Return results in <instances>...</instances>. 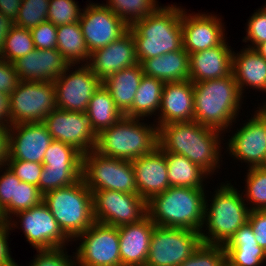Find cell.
<instances>
[{
  "mask_svg": "<svg viewBox=\"0 0 266 266\" xmlns=\"http://www.w3.org/2000/svg\"><path fill=\"white\" fill-rule=\"evenodd\" d=\"M56 49L70 65H78L83 62H85L83 64H88L90 60V52L79 22L57 26Z\"/></svg>",
  "mask_w": 266,
  "mask_h": 266,
  "instance_id": "31",
  "label": "cell"
},
{
  "mask_svg": "<svg viewBox=\"0 0 266 266\" xmlns=\"http://www.w3.org/2000/svg\"><path fill=\"white\" fill-rule=\"evenodd\" d=\"M43 202L71 241L95 222L92 192L82 178L73 185L46 193Z\"/></svg>",
  "mask_w": 266,
  "mask_h": 266,
  "instance_id": "7",
  "label": "cell"
},
{
  "mask_svg": "<svg viewBox=\"0 0 266 266\" xmlns=\"http://www.w3.org/2000/svg\"><path fill=\"white\" fill-rule=\"evenodd\" d=\"M86 113L91 119L96 136L124 117L116 107L110 92L102 84L91 97Z\"/></svg>",
  "mask_w": 266,
  "mask_h": 266,
  "instance_id": "33",
  "label": "cell"
},
{
  "mask_svg": "<svg viewBox=\"0 0 266 266\" xmlns=\"http://www.w3.org/2000/svg\"><path fill=\"white\" fill-rule=\"evenodd\" d=\"M143 75L141 64H136L117 71L102 81V85L110 92L116 107L123 114L132 107Z\"/></svg>",
  "mask_w": 266,
  "mask_h": 266,
  "instance_id": "29",
  "label": "cell"
},
{
  "mask_svg": "<svg viewBox=\"0 0 266 266\" xmlns=\"http://www.w3.org/2000/svg\"><path fill=\"white\" fill-rule=\"evenodd\" d=\"M22 0H0V13L15 21Z\"/></svg>",
  "mask_w": 266,
  "mask_h": 266,
  "instance_id": "53",
  "label": "cell"
},
{
  "mask_svg": "<svg viewBox=\"0 0 266 266\" xmlns=\"http://www.w3.org/2000/svg\"><path fill=\"white\" fill-rule=\"evenodd\" d=\"M226 41L216 47L189 55V80L197 83L232 74L233 51Z\"/></svg>",
  "mask_w": 266,
  "mask_h": 266,
  "instance_id": "24",
  "label": "cell"
},
{
  "mask_svg": "<svg viewBox=\"0 0 266 266\" xmlns=\"http://www.w3.org/2000/svg\"><path fill=\"white\" fill-rule=\"evenodd\" d=\"M151 125L140 122V118L124 116L97 135L95 151L129 161L146 155L158 146V128Z\"/></svg>",
  "mask_w": 266,
  "mask_h": 266,
  "instance_id": "6",
  "label": "cell"
},
{
  "mask_svg": "<svg viewBox=\"0 0 266 266\" xmlns=\"http://www.w3.org/2000/svg\"><path fill=\"white\" fill-rule=\"evenodd\" d=\"M217 15L197 13L187 14L182 8L183 49L192 53L221 45L225 40V27Z\"/></svg>",
  "mask_w": 266,
  "mask_h": 266,
  "instance_id": "18",
  "label": "cell"
},
{
  "mask_svg": "<svg viewBox=\"0 0 266 266\" xmlns=\"http://www.w3.org/2000/svg\"><path fill=\"white\" fill-rule=\"evenodd\" d=\"M34 46L37 49H56L57 26L46 20L30 30Z\"/></svg>",
  "mask_w": 266,
  "mask_h": 266,
  "instance_id": "47",
  "label": "cell"
},
{
  "mask_svg": "<svg viewBox=\"0 0 266 266\" xmlns=\"http://www.w3.org/2000/svg\"><path fill=\"white\" fill-rule=\"evenodd\" d=\"M145 76L166 82L189 79V54L183 49L145 59L141 63Z\"/></svg>",
  "mask_w": 266,
  "mask_h": 266,
  "instance_id": "28",
  "label": "cell"
},
{
  "mask_svg": "<svg viewBox=\"0 0 266 266\" xmlns=\"http://www.w3.org/2000/svg\"><path fill=\"white\" fill-rule=\"evenodd\" d=\"M222 133L194 120L172 122L158 129V146L164 152L183 155L212 175L220 168Z\"/></svg>",
  "mask_w": 266,
  "mask_h": 266,
  "instance_id": "1",
  "label": "cell"
},
{
  "mask_svg": "<svg viewBox=\"0 0 266 266\" xmlns=\"http://www.w3.org/2000/svg\"><path fill=\"white\" fill-rule=\"evenodd\" d=\"M157 128L172 122L194 120V88L191 80L166 82L162 89Z\"/></svg>",
  "mask_w": 266,
  "mask_h": 266,
  "instance_id": "23",
  "label": "cell"
},
{
  "mask_svg": "<svg viewBox=\"0 0 266 266\" xmlns=\"http://www.w3.org/2000/svg\"><path fill=\"white\" fill-rule=\"evenodd\" d=\"M50 0H22L15 26L31 30L47 20Z\"/></svg>",
  "mask_w": 266,
  "mask_h": 266,
  "instance_id": "40",
  "label": "cell"
},
{
  "mask_svg": "<svg viewBox=\"0 0 266 266\" xmlns=\"http://www.w3.org/2000/svg\"><path fill=\"white\" fill-rule=\"evenodd\" d=\"M76 238L78 266H121L118 227L94 222Z\"/></svg>",
  "mask_w": 266,
  "mask_h": 266,
  "instance_id": "11",
  "label": "cell"
},
{
  "mask_svg": "<svg viewBox=\"0 0 266 266\" xmlns=\"http://www.w3.org/2000/svg\"><path fill=\"white\" fill-rule=\"evenodd\" d=\"M52 141L53 138L43 122L12 125L9 127L8 160L42 164L46 150Z\"/></svg>",
  "mask_w": 266,
  "mask_h": 266,
  "instance_id": "19",
  "label": "cell"
},
{
  "mask_svg": "<svg viewBox=\"0 0 266 266\" xmlns=\"http://www.w3.org/2000/svg\"><path fill=\"white\" fill-rule=\"evenodd\" d=\"M246 37L243 42H250L248 48L255 49L258 45L266 41V9L259 8L252 14L247 23Z\"/></svg>",
  "mask_w": 266,
  "mask_h": 266,
  "instance_id": "44",
  "label": "cell"
},
{
  "mask_svg": "<svg viewBox=\"0 0 266 266\" xmlns=\"http://www.w3.org/2000/svg\"><path fill=\"white\" fill-rule=\"evenodd\" d=\"M56 108L54 81L20 80L16 89L10 94L12 125L43 122L50 112Z\"/></svg>",
  "mask_w": 266,
  "mask_h": 266,
  "instance_id": "10",
  "label": "cell"
},
{
  "mask_svg": "<svg viewBox=\"0 0 266 266\" xmlns=\"http://www.w3.org/2000/svg\"><path fill=\"white\" fill-rule=\"evenodd\" d=\"M11 228L8 223L0 219V266H19L11 257L8 237Z\"/></svg>",
  "mask_w": 266,
  "mask_h": 266,
  "instance_id": "50",
  "label": "cell"
},
{
  "mask_svg": "<svg viewBox=\"0 0 266 266\" xmlns=\"http://www.w3.org/2000/svg\"><path fill=\"white\" fill-rule=\"evenodd\" d=\"M20 218L26 241L36 250L65 247L71 241L61 230L48 206L42 201L35 207L13 215Z\"/></svg>",
  "mask_w": 266,
  "mask_h": 266,
  "instance_id": "16",
  "label": "cell"
},
{
  "mask_svg": "<svg viewBox=\"0 0 266 266\" xmlns=\"http://www.w3.org/2000/svg\"><path fill=\"white\" fill-rule=\"evenodd\" d=\"M255 50L266 60V41L258 45Z\"/></svg>",
  "mask_w": 266,
  "mask_h": 266,
  "instance_id": "55",
  "label": "cell"
},
{
  "mask_svg": "<svg viewBox=\"0 0 266 266\" xmlns=\"http://www.w3.org/2000/svg\"><path fill=\"white\" fill-rule=\"evenodd\" d=\"M168 180L173 187L204 188L208 173L180 154L165 152Z\"/></svg>",
  "mask_w": 266,
  "mask_h": 266,
  "instance_id": "30",
  "label": "cell"
},
{
  "mask_svg": "<svg viewBox=\"0 0 266 266\" xmlns=\"http://www.w3.org/2000/svg\"><path fill=\"white\" fill-rule=\"evenodd\" d=\"M19 81L13 63L0 58V93L10 95L16 89Z\"/></svg>",
  "mask_w": 266,
  "mask_h": 266,
  "instance_id": "48",
  "label": "cell"
},
{
  "mask_svg": "<svg viewBox=\"0 0 266 266\" xmlns=\"http://www.w3.org/2000/svg\"><path fill=\"white\" fill-rule=\"evenodd\" d=\"M194 121L226 131L238 117L241 95L233 73L230 76L193 83Z\"/></svg>",
  "mask_w": 266,
  "mask_h": 266,
  "instance_id": "3",
  "label": "cell"
},
{
  "mask_svg": "<svg viewBox=\"0 0 266 266\" xmlns=\"http://www.w3.org/2000/svg\"><path fill=\"white\" fill-rule=\"evenodd\" d=\"M140 64L136 54L135 41L128 30L119 39L108 46L94 50L90 53L88 66L101 80L124 68Z\"/></svg>",
  "mask_w": 266,
  "mask_h": 266,
  "instance_id": "20",
  "label": "cell"
},
{
  "mask_svg": "<svg viewBox=\"0 0 266 266\" xmlns=\"http://www.w3.org/2000/svg\"><path fill=\"white\" fill-rule=\"evenodd\" d=\"M131 162L137 194L146 202L170 187L165 152L159 146Z\"/></svg>",
  "mask_w": 266,
  "mask_h": 266,
  "instance_id": "21",
  "label": "cell"
},
{
  "mask_svg": "<svg viewBox=\"0 0 266 266\" xmlns=\"http://www.w3.org/2000/svg\"><path fill=\"white\" fill-rule=\"evenodd\" d=\"M155 226L146 216L138 223L118 227L121 266H145Z\"/></svg>",
  "mask_w": 266,
  "mask_h": 266,
  "instance_id": "25",
  "label": "cell"
},
{
  "mask_svg": "<svg viewBox=\"0 0 266 266\" xmlns=\"http://www.w3.org/2000/svg\"><path fill=\"white\" fill-rule=\"evenodd\" d=\"M79 24L90 53L119 39L129 28L110 8L98 3L82 9Z\"/></svg>",
  "mask_w": 266,
  "mask_h": 266,
  "instance_id": "15",
  "label": "cell"
},
{
  "mask_svg": "<svg viewBox=\"0 0 266 266\" xmlns=\"http://www.w3.org/2000/svg\"><path fill=\"white\" fill-rule=\"evenodd\" d=\"M248 222L255 234V240L266 250V209L250 211Z\"/></svg>",
  "mask_w": 266,
  "mask_h": 266,
  "instance_id": "49",
  "label": "cell"
},
{
  "mask_svg": "<svg viewBox=\"0 0 266 266\" xmlns=\"http://www.w3.org/2000/svg\"><path fill=\"white\" fill-rule=\"evenodd\" d=\"M247 171L244 200L252 205L250 211L266 209V166L250 167Z\"/></svg>",
  "mask_w": 266,
  "mask_h": 266,
  "instance_id": "36",
  "label": "cell"
},
{
  "mask_svg": "<svg viewBox=\"0 0 266 266\" xmlns=\"http://www.w3.org/2000/svg\"><path fill=\"white\" fill-rule=\"evenodd\" d=\"M82 176V169H57L43 166L39 179V191L46 193L73 185Z\"/></svg>",
  "mask_w": 266,
  "mask_h": 266,
  "instance_id": "39",
  "label": "cell"
},
{
  "mask_svg": "<svg viewBox=\"0 0 266 266\" xmlns=\"http://www.w3.org/2000/svg\"><path fill=\"white\" fill-rule=\"evenodd\" d=\"M83 154L74 146L53 140L43 158V166L57 169H82Z\"/></svg>",
  "mask_w": 266,
  "mask_h": 266,
  "instance_id": "34",
  "label": "cell"
},
{
  "mask_svg": "<svg viewBox=\"0 0 266 266\" xmlns=\"http://www.w3.org/2000/svg\"><path fill=\"white\" fill-rule=\"evenodd\" d=\"M253 117L237 128L227 139V150L231 157L247 163L250 167L266 166V132L264 128V106L260 105ZM239 129V130H238Z\"/></svg>",
  "mask_w": 266,
  "mask_h": 266,
  "instance_id": "17",
  "label": "cell"
},
{
  "mask_svg": "<svg viewBox=\"0 0 266 266\" xmlns=\"http://www.w3.org/2000/svg\"><path fill=\"white\" fill-rule=\"evenodd\" d=\"M81 178L91 192L114 190L137 194L132 162L103 156L95 150L83 154Z\"/></svg>",
  "mask_w": 266,
  "mask_h": 266,
  "instance_id": "8",
  "label": "cell"
},
{
  "mask_svg": "<svg viewBox=\"0 0 266 266\" xmlns=\"http://www.w3.org/2000/svg\"><path fill=\"white\" fill-rule=\"evenodd\" d=\"M264 128L266 132V108L264 107Z\"/></svg>",
  "mask_w": 266,
  "mask_h": 266,
  "instance_id": "56",
  "label": "cell"
},
{
  "mask_svg": "<svg viewBox=\"0 0 266 266\" xmlns=\"http://www.w3.org/2000/svg\"><path fill=\"white\" fill-rule=\"evenodd\" d=\"M226 252L221 245L202 243L198 249L179 266H221Z\"/></svg>",
  "mask_w": 266,
  "mask_h": 266,
  "instance_id": "42",
  "label": "cell"
},
{
  "mask_svg": "<svg viewBox=\"0 0 266 266\" xmlns=\"http://www.w3.org/2000/svg\"><path fill=\"white\" fill-rule=\"evenodd\" d=\"M221 266H230L227 261H225Z\"/></svg>",
  "mask_w": 266,
  "mask_h": 266,
  "instance_id": "57",
  "label": "cell"
},
{
  "mask_svg": "<svg viewBox=\"0 0 266 266\" xmlns=\"http://www.w3.org/2000/svg\"><path fill=\"white\" fill-rule=\"evenodd\" d=\"M232 68L242 96L248 86L266 93V60L255 49L247 47L239 53L233 51Z\"/></svg>",
  "mask_w": 266,
  "mask_h": 266,
  "instance_id": "27",
  "label": "cell"
},
{
  "mask_svg": "<svg viewBox=\"0 0 266 266\" xmlns=\"http://www.w3.org/2000/svg\"><path fill=\"white\" fill-rule=\"evenodd\" d=\"M92 204L94 221L115 227L138 223L147 216V202L138 194L96 190Z\"/></svg>",
  "mask_w": 266,
  "mask_h": 266,
  "instance_id": "12",
  "label": "cell"
},
{
  "mask_svg": "<svg viewBox=\"0 0 266 266\" xmlns=\"http://www.w3.org/2000/svg\"><path fill=\"white\" fill-rule=\"evenodd\" d=\"M53 140L74 146L82 154L95 150L97 136L86 112L65 111L56 108L44 119Z\"/></svg>",
  "mask_w": 266,
  "mask_h": 266,
  "instance_id": "14",
  "label": "cell"
},
{
  "mask_svg": "<svg viewBox=\"0 0 266 266\" xmlns=\"http://www.w3.org/2000/svg\"><path fill=\"white\" fill-rule=\"evenodd\" d=\"M72 66H75L74 71L71 68ZM54 84L56 90V106L58 109L86 112L91 97L101 86L102 81L93 73L87 64H82L78 68L76 65H70L54 81Z\"/></svg>",
  "mask_w": 266,
  "mask_h": 266,
  "instance_id": "13",
  "label": "cell"
},
{
  "mask_svg": "<svg viewBox=\"0 0 266 266\" xmlns=\"http://www.w3.org/2000/svg\"><path fill=\"white\" fill-rule=\"evenodd\" d=\"M0 126L11 127L10 95L0 93Z\"/></svg>",
  "mask_w": 266,
  "mask_h": 266,
  "instance_id": "51",
  "label": "cell"
},
{
  "mask_svg": "<svg viewBox=\"0 0 266 266\" xmlns=\"http://www.w3.org/2000/svg\"><path fill=\"white\" fill-rule=\"evenodd\" d=\"M105 5L128 26L155 13L161 7L156 0H107Z\"/></svg>",
  "mask_w": 266,
  "mask_h": 266,
  "instance_id": "35",
  "label": "cell"
},
{
  "mask_svg": "<svg viewBox=\"0 0 266 266\" xmlns=\"http://www.w3.org/2000/svg\"><path fill=\"white\" fill-rule=\"evenodd\" d=\"M164 82L143 75L132 107L124 114L129 118H142L159 113ZM158 111V112H157ZM155 113V114H154Z\"/></svg>",
  "mask_w": 266,
  "mask_h": 266,
  "instance_id": "32",
  "label": "cell"
},
{
  "mask_svg": "<svg viewBox=\"0 0 266 266\" xmlns=\"http://www.w3.org/2000/svg\"><path fill=\"white\" fill-rule=\"evenodd\" d=\"M1 169L5 171L0 175V219L6 221L11 229L18 228L19 223L15 219L12 220V215H15L16 182L21 181L8 167L0 168V172Z\"/></svg>",
  "mask_w": 266,
  "mask_h": 266,
  "instance_id": "37",
  "label": "cell"
},
{
  "mask_svg": "<svg viewBox=\"0 0 266 266\" xmlns=\"http://www.w3.org/2000/svg\"><path fill=\"white\" fill-rule=\"evenodd\" d=\"M204 190L170 186L147 202V216L156 226L204 231Z\"/></svg>",
  "mask_w": 266,
  "mask_h": 266,
  "instance_id": "4",
  "label": "cell"
},
{
  "mask_svg": "<svg viewBox=\"0 0 266 266\" xmlns=\"http://www.w3.org/2000/svg\"><path fill=\"white\" fill-rule=\"evenodd\" d=\"M200 232L155 226L145 266H179L202 244Z\"/></svg>",
  "mask_w": 266,
  "mask_h": 266,
  "instance_id": "9",
  "label": "cell"
},
{
  "mask_svg": "<svg viewBox=\"0 0 266 266\" xmlns=\"http://www.w3.org/2000/svg\"><path fill=\"white\" fill-rule=\"evenodd\" d=\"M230 266H261L266 250L259 246L250 223L243 224L223 246ZM265 261V262H264Z\"/></svg>",
  "mask_w": 266,
  "mask_h": 266,
  "instance_id": "26",
  "label": "cell"
},
{
  "mask_svg": "<svg viewBox=\"0 0 266 266\" xmlns=\"http://www.w3.org/2000/svg\"><path fill=\"white\" fill-rule=\"evenodd\" d=\"M43 201V195L37 186L26 182H16L15 214L37 206Z\"/></svg>",
  "mask_w": 266,
  "mask_h": 266,
  "instance_id": "45",
  "label": "cell"
},
{
  "mask_svg": "<svg viewBox=\"0 0 266 266\" xmlns=\"http://www.w3.org/2000/svg\"><path fill=\"white\" fill-rule=\"evenodd\" d=\"M216 189L212 201L205 198L203 228L208 231H201L200 235L204 244L224 246L248 221L250 209L245 204L244 192L239 194L231 183H221Z\"/></svg>",
  "mask_w": 266,
  "mask_h": 266,
  "instance_id": "5",
  "label": "cell"
},
{
  "mask_svg": "<svg viewBox=\"0 0 266 266\" xmlns=\"http://www.w3.org/2000/svg\"><path fill=\"white\" fill-rule=\"evenodd\" d=\"M37 253L38 254L34 257L32 263L29 266H77L78 265L76 256L68 255L64 247L53 248V249H41L37 250Z\"/></svg>",
  "mask_w": 266,
  "mask_h": 266,
  "instance_id": "43",
  "label": "cell"
},
{
  "mask_svg": "<svg viewBox=\"0 0 266 266\" xmlns=\"http://www.w3.org/2000/svg\"><path fill=\"white\" fill-rule=\"evenodd\" d=\"M19 80L55 81L70 66L57 49H37L13 62Z\"/></svg>",
  "mask_w": 266,
  "mask_h": 266,
  "instance_id": "22",
  "label": "cell"
},
{
  "mask_svg": "<svg viewBox=\"0 0 266 266\" xmlns=\"http://www.w3.org/2000/svg\"><path fill=\"white\" fill-rule=\"evenodd\" d=\"M34 49L30 30L14 26L6 37L2 59L13 63Z\"/></svg>",
  "mask_w": 266,
  "mask_h": 266,
  "instance_id": "38",
  "label": "cell"
},
{
  "mask_svg": "<svg viewBox=\"0 0 266 266\" xmlns=\"http://www.w3.org/2000/svg\"><path fill=\"white\" fill-rule=\"evenodd\" d=\"M6 166L20 181L39 188V179L43 170V164L23 160H8Z\"/></svg>",
  "mask_w": 266,
  "mask_h": 266,
  "instance_id": "46",
  "label": "cell"
},
{
  "mask_svg": "<svg viewBox=\"0 0 266 266\" xmlns=\"http://www.w3.org/2000/svg\"><path fill=\"white\" fill-rule=\"evenodd\" d=\"M181 18V6L167 5L129 26L140 64L183 47Z\"/></svg>",
  "mask_w": 266,
  "mask_h": 266,
  "instance_id": "2",
  "label": "cell"
},
{
  "mask_svg": "<svg viewBox=\"0 0 266 266\" xmlns=\"http://www.w3.org/2000/svg\"><path fill=\"white\" fill-rule=\"evenodd\" d=\"M14 26L15 23L12 19L0 13V58L3 56V48L6 37Z\"/></svg>",
  "mask_w": 266,
  "mask_h": 266,
  "instance_id": "54",
  "label": "cell"
},
{
  "mask_svg": "<svg viewBox=\"0 0 266 266\" xmlns=\"http://www.w3.org/2000/svg\"><path fill=\"white\" fill-rule=\"evenodd\" d=\"M9 127L0 126V168L7 165L9 157Z\"/></svg>",
  "mask_w": 266,
  "mask_h": 266,
  "instance_id": "52",
  "label": "cell"
},
{
  "mask_svg": "<svg viewBox=\"0 0 266 266\" xmlns=\"http://www.w3.org/2000/svg\"><path fill=\"white\" fill-rule=\"evenodd\" d=\"M75 0H50L47 20L55 26L79 22L81 9Z\"/></svg>",
  "mask_w": 266,
  "mask_h": 266,
  "instance_id": "41",
  "label": "cell"
}]
</instances>
